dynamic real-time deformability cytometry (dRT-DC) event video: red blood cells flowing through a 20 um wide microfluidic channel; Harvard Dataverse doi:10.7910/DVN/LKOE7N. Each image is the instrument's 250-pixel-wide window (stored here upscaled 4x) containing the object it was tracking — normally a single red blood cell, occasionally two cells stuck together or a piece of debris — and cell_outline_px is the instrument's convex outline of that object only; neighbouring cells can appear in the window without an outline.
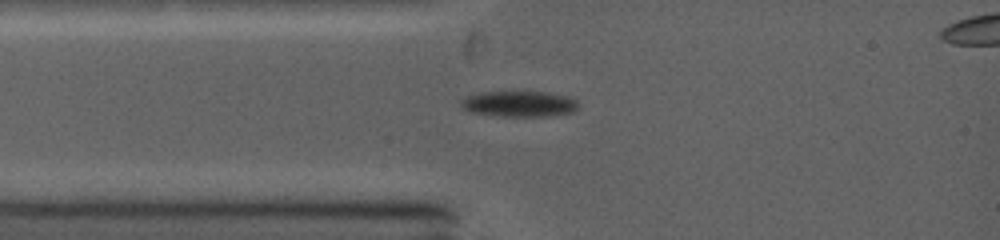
{"species": "common noctule bat (a hibernating species)", "species_latin": "Nyctalus noctula", "temperature_condition": "warm", "stored_images_in_passage": 10, "camera_frame_rate_fps": 5000, "um_per_image_px": 0.085, "animal": {"sex": "female", "body_mass_g": 19.0, "forearm_length_mm": 53.3}, "frame": {"image": 1, "passage_image": 5, "time_ms": 2.2, "image_size_px": [1000, 240], "cell_outline_px": [[580, 104], [572, 112], [548, 116], [500, 116], [468, 112], [460, 108], [460, 100], [468, 96], [480, 92], [544, 92], [568, 96], [576, 100]], "centroid_in_image_um": [44.09, 8.83], "position_along_channel_um": 40.9, "area_um2": 17.69}}
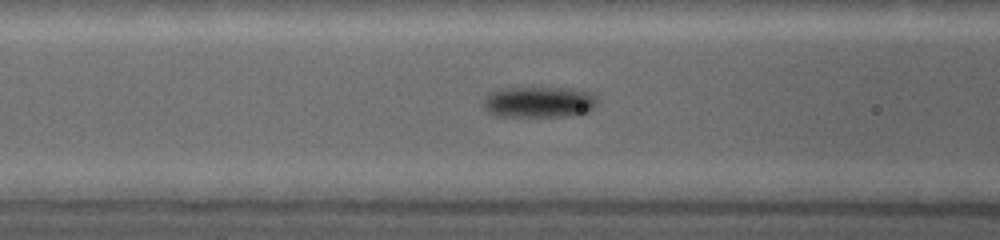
{"frame": {"image": 2, "passage_image": 9, "time_ms": 4.2, "image_size_px": [1000, 240], "cell_outline_px": [[596, 104], [588, 112], [568, 116], [496, 116], [488, 112], [484, 108], [484, 100], [492, 92], [500, 88], [560, 88], [588, 92], [596, 100]], "centroid_in_image_um": [45.77, 8.69], "position_along_channel_um": 120.8, "area_um2": 20.17}}